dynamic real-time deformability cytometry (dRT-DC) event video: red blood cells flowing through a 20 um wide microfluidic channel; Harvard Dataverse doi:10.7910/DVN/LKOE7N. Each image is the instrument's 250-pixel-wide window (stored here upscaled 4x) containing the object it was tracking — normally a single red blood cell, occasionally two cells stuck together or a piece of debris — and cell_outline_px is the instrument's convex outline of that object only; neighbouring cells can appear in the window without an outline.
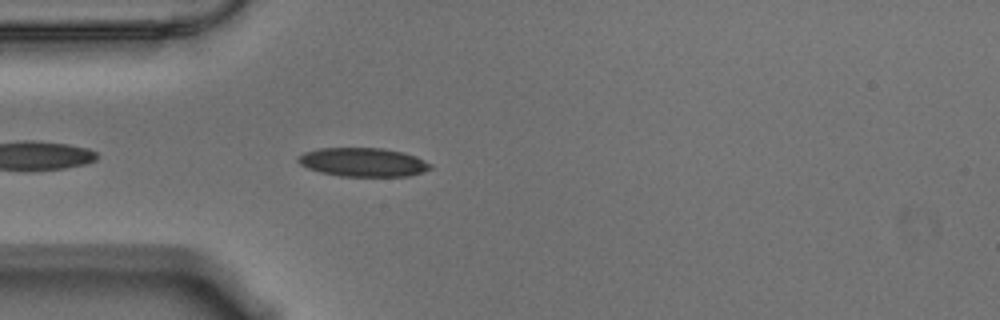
{"species": "Egyptian fruit bat (a non-hibernating species)", "species_latin": "Rousettus aegyptiacus", "temperature_condition": "warm", "stored_images_in_passage": 7, "camera_frame_rate_fps": 3000, "um_per_image_px": 0.085, "animal": {"sex": "male"}, "frame": {"image": 1, "passage_image": 3, "time_ms": 0.667, "image_size_px": [1000, 320], "cell_outline_px": [[432, 168], [424, 172], [408, 176], [340, 176], [320, 172], [308, 168], [300, 164], [296, 160], [296, 156], [304, 152], [320, 148], [384, 148], [404, 152], [416, 156], [432, 164]], "centroid_in_image_um": [30.87, 13.78], "position_along_channel_um": 54.1, "area_um2": 22.37}}